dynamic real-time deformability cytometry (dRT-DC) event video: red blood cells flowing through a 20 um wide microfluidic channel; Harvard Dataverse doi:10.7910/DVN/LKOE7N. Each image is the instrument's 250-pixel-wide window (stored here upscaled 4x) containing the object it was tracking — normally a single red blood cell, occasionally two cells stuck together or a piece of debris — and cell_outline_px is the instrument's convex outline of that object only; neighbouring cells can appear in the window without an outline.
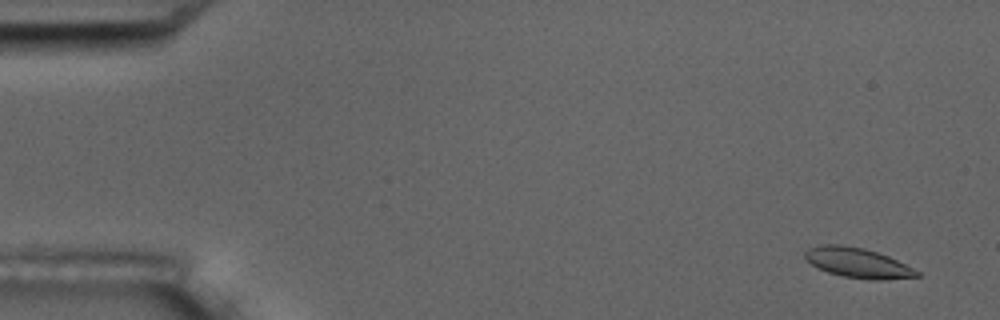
{"species": "common noctule bat (a hibernating species)", "species_latin": "Nyctalus noctula", "temperature_condition": "room temperature", "stored_images_in_passage": 3, "camera_frame_rate_fps": 3000, "um_per_image_px": 0.085, "animal": {"sex": "male", "body_mass_g": 17.5, "forearm_length_mm": 52.3}, "frame": {"image": 1, "passage_image": 1, "time_ms": 0.0, "image_size_px": [1000, 320], "cell_outline_px": [[920, 276], [884, 280], [868, 280], [844, 276], [828, 272], [816, 268], [804, 256], [804, 252], [808, 248], [824, 244], [840, 244], [864, 248], [888, 256], [920, 272]], "centroid_in_image_um": [72.89, 22.34], "position_along_channel_um": 12.1, "area_um2": 19.42}}